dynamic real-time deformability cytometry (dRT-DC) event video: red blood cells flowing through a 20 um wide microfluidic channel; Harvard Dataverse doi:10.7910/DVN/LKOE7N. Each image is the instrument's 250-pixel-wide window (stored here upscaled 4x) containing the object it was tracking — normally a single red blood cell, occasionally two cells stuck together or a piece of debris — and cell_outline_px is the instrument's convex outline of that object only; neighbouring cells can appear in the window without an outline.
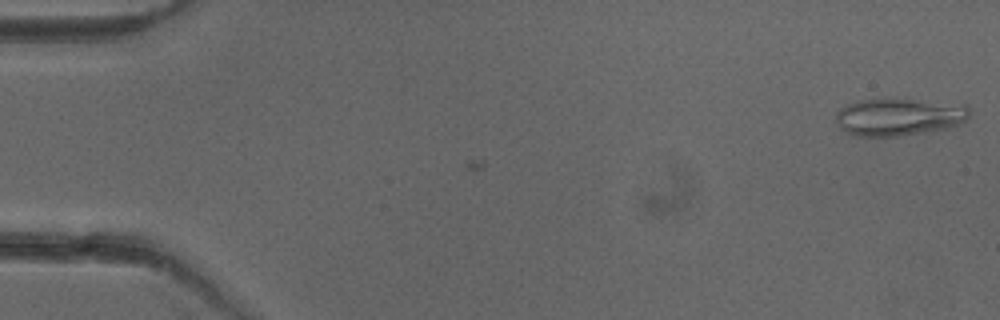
{"species": "common noctule bat (a hibernating species)", "species_latin": "Nyctalus noctula", "temperature_condition": "cold", "stored_images_in_passage": 4, "camera_frame_rate_fps": 3000, "um_per_image_px": 0.085, "animal": {"sex": "female"}, "frame": {"image": 1, "passage_image": 4, "time_ms": 1.0, "image_size_px": [1000, 320], "cell_outline_px": [[968, 116], [960, 124], [944, 128], [924, 132], [896, 136], [852, 136], [840, 128], [836, 120], [836, 112], [840, 108], [856, 100], [872, 96], [896, 96], [968, 104]], "centroid_in_image_um": [76.37, 9.86], "position_along_channel_um": 8.6, "area_um2": 30.46}}